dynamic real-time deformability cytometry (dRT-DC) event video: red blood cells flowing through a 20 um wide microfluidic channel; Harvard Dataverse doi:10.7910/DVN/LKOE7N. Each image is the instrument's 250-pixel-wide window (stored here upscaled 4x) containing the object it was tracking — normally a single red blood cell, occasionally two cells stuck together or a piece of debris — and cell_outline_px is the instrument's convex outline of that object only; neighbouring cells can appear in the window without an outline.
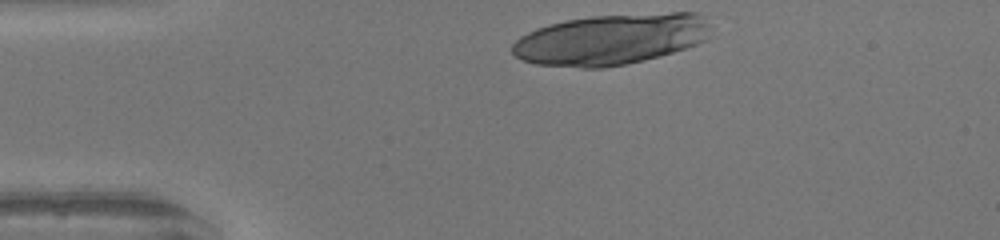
{"species": "human", "species_latin": "Homo sapiens", "temperature_condition": "warm", "stored_images_in_passage": 30, "camera_frame_rate_fps": 3000, "um_per_image_px": 0.085, "donor": {"sex": "female"}, "frame": {"image": 1, "passage_image": 1, "time_ms": 0.0, "image_size_px": [1000, 240], "cell_outline_px": [[712, 28], [708, 40], [660, 56], [628, 64], [604, 68], [580, 68], [536, 64], [524, 60], [516, 56], [512, 52], [512, 44], [520, 36], [536, 28], [548, 24], [564, 20], [592, 16], [672, 12], [696, 12]], "centroid_in_image_um": [51.93, 3.34], "position_along_channel_um": 33.1, "area_um2": 59.07}}